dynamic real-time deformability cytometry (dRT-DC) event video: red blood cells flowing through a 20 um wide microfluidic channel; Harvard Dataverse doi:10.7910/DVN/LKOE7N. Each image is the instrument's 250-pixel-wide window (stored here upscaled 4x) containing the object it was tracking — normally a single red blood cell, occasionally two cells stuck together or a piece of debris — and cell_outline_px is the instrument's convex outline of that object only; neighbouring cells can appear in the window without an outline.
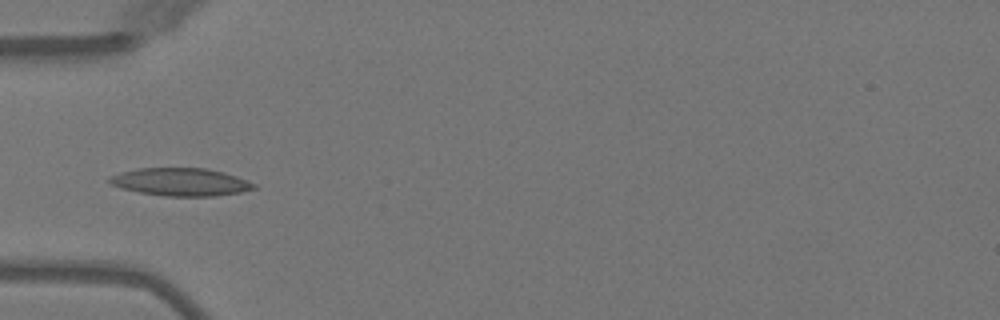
{"species": "Egyptian fruit bat (a non-hibernating species)", "species_latin": "Rousettus aegyptiacus", "temperature_condition": "warm", "stored_images_in_passage": 4, "camera_frame_rate_fps": 3000, "um_per_image_px": 0.085, "animal": {"sex": "female"}, "frame": {"image": 1, "passage_image": 4, "time_ms": 4.333, "image_size_px": [1000, 320], "cell_outline_px": [[256, 188], [240, 192], [216, 196], [164, 196], [140, 192], [120, 188], [112, 184], [108, 180], [108, 176], [136, 168], [208, 168], [224, 172], [236, 176], [256, 184]], "centroid_in_image_um": [15.35, 15.46], "position_along_channel_um": 69.6, "area_um2": 23.41}}